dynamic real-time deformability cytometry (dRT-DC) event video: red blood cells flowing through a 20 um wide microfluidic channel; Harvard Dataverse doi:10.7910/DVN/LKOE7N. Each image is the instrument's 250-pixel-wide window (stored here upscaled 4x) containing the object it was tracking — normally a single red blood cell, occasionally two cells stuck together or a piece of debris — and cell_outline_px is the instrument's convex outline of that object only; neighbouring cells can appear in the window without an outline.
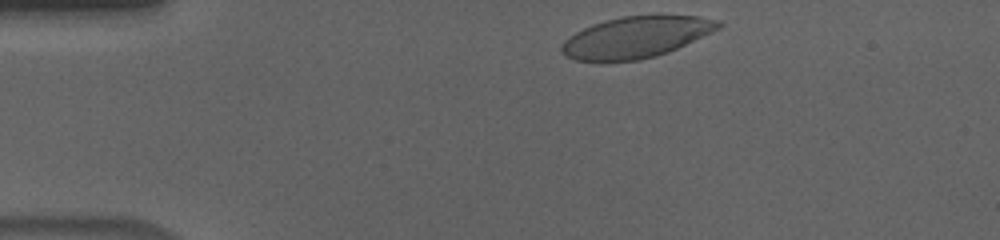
{"species": "human", "species_latin": "Homo sapiens", "temperature_condition": "cold", "stored_images_in_passage": 38, "camera_frame_rate_fps": 3000, "um_per_image_px": 0.085, "donor": {"sex": "male"}, "frame": {"image": 1, "passage_image": 1, "time_ms": 0.0, "image_size_px": [1000, 240], "cell_outline_px": [[724, 24], [720, 28], [712, 32], [668, 52], [656, 56], [640, 60], [600, 64], [576, 60], [564, 56], [560, 48], [560, 44], [564, 40], [576, 32], [592, 24], [604, 20], [624, 16], [700, 16], [720, 20]], "centroid_in_image_um": [54.0, 3.2], "position_along_channel_um": 31.0, "area_um2": 38.32}}
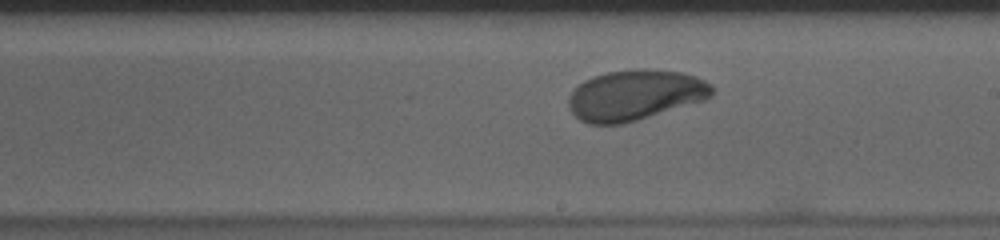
{"frame": {"image": 2, "passage_image": 23, "time_ms": 7.333, "image_size_px": [1000, 240], "cell_outline_px": [[712, 96], [704, 100], [624, 124], [588, 124], [580, 120], [568, 108], [568, 96], [584, 80], [592, 76], [608, 72], [640, 68], [648, 68], [684, 72], [696, 76], [712, 84]], "centroid_in_image_um": [53.98, 8.07], "position_along_channel_um": 235.0, "area_um2": 42.37}}
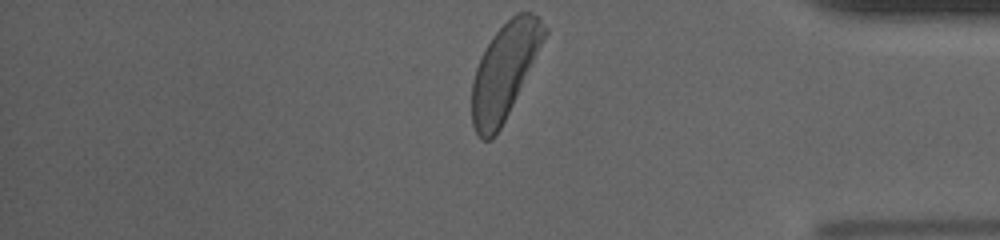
{"frame": {"image": 3, "passage_image": 38, "time_ms": 12.333, "image_size_px": [1000, 240], "cell_outline_px": [[548, 32], [500, 128], [492, 140], [480, 140], [472, 124], [472, 80], [480, 56], [492, 36], [516, 12], [532, 12], [540, 16], [548, 28]], "centroid_in_image_um": [42.87, 6.01], "position_along_channel_um": 392.3, "area_um2": 39.71}, "authors_computed_cell_mechanics": {"area_um2": 41.3848, "velocity_mm_per_s": 3.5926, "shape_relaxation_time_tau1_ms": 2.4284, "shape_relaxation_time_tau2_ms": null, "deformation_change_tau1": 0.1323, "deformation_change_tau2": null}}